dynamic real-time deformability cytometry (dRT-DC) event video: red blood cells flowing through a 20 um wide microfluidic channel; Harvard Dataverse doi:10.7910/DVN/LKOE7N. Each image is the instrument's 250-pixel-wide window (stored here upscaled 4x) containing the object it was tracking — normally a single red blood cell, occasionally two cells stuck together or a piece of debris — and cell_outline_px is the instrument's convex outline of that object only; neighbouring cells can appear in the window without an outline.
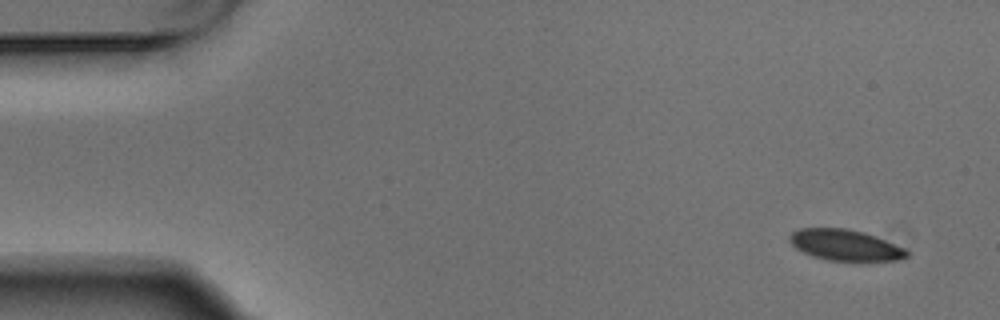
{"species": "Egyptian fruit bat (a non-hibernating species)", "species_latin": "Rousettus aegyptiacus", "temperature_condition": "warm", "stored_images_in_passage": 3, "camera_frame_rate_fps": 3000, "um_per_image_px": 0.085, "animal": {"sex": "male"}, "frame": {"image": 1, "passage_image": 1, "time_ms": 0.0, "image_size_px": [1000, 320], "cell_outline_px": [[908, 256], [900, 260], [828, 260], [812, 256], [796, 248], [788, 240], [788, 236], [792, 232], [800, 228], [848, 228], [864, 232], [876, 236], [904, 248], [908, 252]], "centroid_in_image_um": [71.82, 20.81], "position_along_channel_um": 13.2, "area_um2": 21.04}}